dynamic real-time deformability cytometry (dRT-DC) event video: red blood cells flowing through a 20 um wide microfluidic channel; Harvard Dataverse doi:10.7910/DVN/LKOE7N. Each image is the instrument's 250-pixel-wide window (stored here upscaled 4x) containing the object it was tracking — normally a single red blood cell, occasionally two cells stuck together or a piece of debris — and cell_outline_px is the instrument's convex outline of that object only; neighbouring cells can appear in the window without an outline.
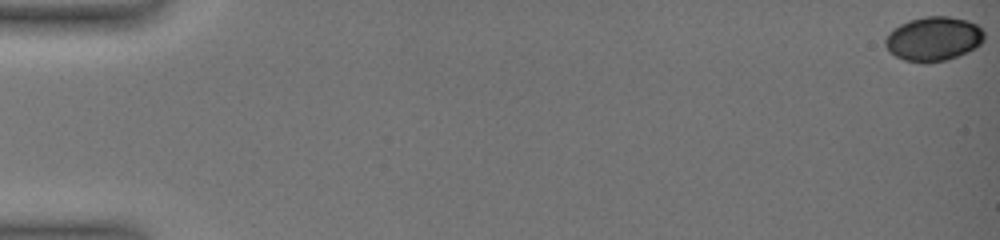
{"species": "common noctule bat (a hibernating species)", "species_latin": "Nyctalus noctula", "temperature_condition": "warm", "stored_images_in_passage": 31, "camera_frame_rate_fps": 3000, "um_per_image_px": 0.085, "animal": {"sex": "female", "body_mass_g": 19.0, "forearm_length_mm": 51.5}, "frame": {"image": 1, "passage_image": 1, "time_ms": 0.0, "image_size_px": [1000, 240], "cell_outline_px": [[984, 40], [976, 48], [968, 52], [948, 60], [904, 60], [888, 52], [884, 44], [884, 40], [888, 32], [892, 28], [908, 20], [924, 16], [948, 16], [968, 20], [976, 24], [984, 32]], "centroid_in_image_um": [79.34, 3.26], "position_along_channel_um": 5.7, "area_um2": 25.43}}
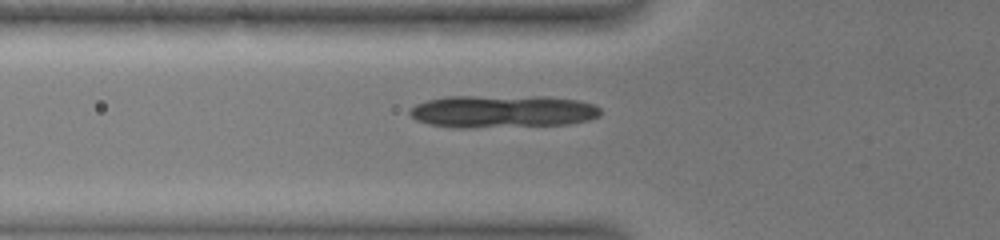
{"frame": {"image": 2, "passage_image": 17, "time_ms": 7.333, "image_size_px": [1000, 240], "cell_outline_px": [[600, 116], [588, 120], [568, 124], [468, 128], [452, 128], [428, 124], [416, 120], [408, 112], [416, 104], [428, 100], [444, 96], [544, 96], [576, 100], [592, 104], [600, 108]], "centroid_in_image_um": [42.67, 9.47], "position_along_channel_um": 83.1, "area_um2": 36.47}}
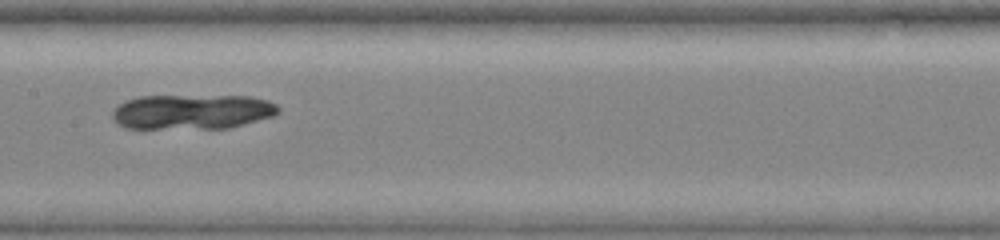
{"frame": {"image": 3, "passage_image": 30, "time_ms": 10.333, "image_size_px": [1000, 240], "cell_outline_px": [[280, 112], [272, 116], [244, 124], [228, 128], [124, 128], [116, 124], [112, 116], [112, 112], [124, 100], [140, 96], [248, 96], [268, 100], [276, 104], [280, 108]], "centroid_in_image_um": [16.32, 9.5], "position_along_channel_um": 191.1, "area_um2": 33.81}}